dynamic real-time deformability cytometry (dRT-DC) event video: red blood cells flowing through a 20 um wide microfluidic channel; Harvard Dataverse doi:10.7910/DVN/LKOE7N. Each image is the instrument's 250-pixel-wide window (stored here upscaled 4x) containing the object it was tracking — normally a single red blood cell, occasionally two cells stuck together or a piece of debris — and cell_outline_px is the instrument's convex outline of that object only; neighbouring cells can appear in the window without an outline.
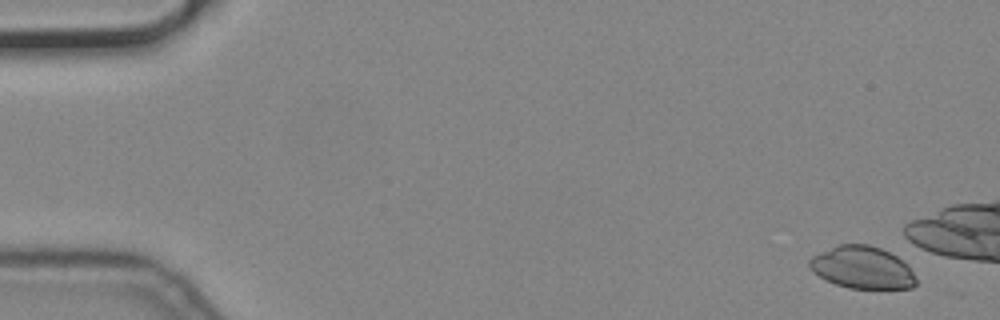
{"species": "common noctule bat (a hibernating species)", "species_latin": "Nyctalus noctula", "temperature_condition": "cold", "stored_images_in_passage": 2, "camera_frame_rate_fps": 3000, "um_per_image_px": 0.085, "animal": {"sex": "male", "body_mass_g": 19.2, "forearm_length_mm": 51.8}, "frame": {"image": 1, "passage_image": 1, "time_ms": 0.0, "image_size_px": [1000, 320], "cell_outline_px": [[916, 284], [912, 288], [848, 288], [824, 280], [808, 264], [808, 260], [812, 256], [820, 252], [840, 244], [868, 244], [880, 248], [896, 256], [912, 272], [916, 280]], "centroid_in_image_um": [73.26, 22.74], "position_along_channel_um": 11.7, "area_um2": 25.84}}